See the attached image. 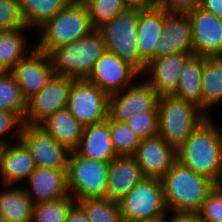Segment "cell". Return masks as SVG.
I'll list each match as a JSON object with an SVG mask.
<instances>
[{"label":"cell","instance_id":"cell-1","mask_svg":"<svg viewBox=\"0 0 222 222\" xmlns=\"http://www.w3.org/2000/svg\"><path fill=\"white\" fill-rule=\"evenodd\" d=\"M208 116L176 150L177 161L206 177L215 185H222V130Z\"/></svg>","mask_w":222,"mask_h":222},{"label":"cell","instance_id":"cell-2","mask_svg":"<svg viewBox=\"0 0 222 222\" xmlns=\"http://www.w3.org/2000/svg\"><path fill=\"white\" fill-rule=\"evenodd\" d=\"M168 213H199L215 184L175 161L161 178Z\"/></svg>","mask_w":222,"mask_h":222},{"label":"cell","instance_id":"cell-3","mask_svg":"<svg viewBox=\"0 0 222 222\" xmlns=\"http://www.w3.org/2000/svg\"><path fill=\"white\" fill-rule=\"evenodd\" d=\"M93 30L86 3L71 0L55 17L36 30L39 39L35 48L49 54L59 46L84 38Z\"/></svg>","mask_w":222,"mask_h":222},{"label":"cell","instance_id":"cell-4","mask_svg":"<svg viewBox=\"0 0 222 222\" xmlns=\"http://www.w3.org/2000/svg\"><path fill=\"white\" fill-rule=\"evenodd\" d=\"M106 51L101 33L95 29L89 35L52 50L50 57L54 75L72 80L88 79L95 62Z\"/></svg>","mask_w":222,"mask_h":222},{"label":"cell","instance_id":"cell-5","mask_svg":"<svg viewBox=\"0 0 222 222\" xmlns=\"http://www.w3.org/2000/svg\"><path fill=\"white\" fill-rule=\"evenodd\" d=\"M208 116L195 104L172 95L159 96V135L178 150Z\"/></svg>","mask_w":222,"mask_h":222},{"label":"cell","instance_id":"cell-6","mask_svg":"<svg viewBox=\"0 0 222 222\" xmlns=\"http://www.w3.org/2000/svg\"><path fill=\"white\" fill-rule=\"evenodd\" d=\"M144 7L128 6L118 17L104 23L97 30L101 33L106 50L133 66L140 74L146 63L137 48V18Z\"/></svg>","mask_w":222,"mask_h":222},{"label":"cell","instance_id":"cell-7","mask_svg":"<svg viewBox=\"0 0 222 222\" xmlns=\"http://www.w3.org/2000/svg\"><path fill=\"white\" fill-rule=\"evenodd\" d=\"M109 163L80 156L75 150L68 159V190L75 201L106 198Z\"/></svg>","mask_w":222,"mask_h":222},{"label":"cell","instance_id":"cell-8","mask_svg":"<svg viewBox=\"0 0 222 222\" xmlns=\"http://www.w3.org/2000/svg\"><path fill=\"white\" fill-rule=\"evenodd\" d=\"M118 203L124 222L169 216L159 178L143 177Z\"/></svg>","mask_w":222,"mask_h":222},{"label":"cell","instance_id":"cell-9","mask_svg":"<svg viewBox=\"0 0 222 222\" xmlns=\"http://www.w3.org/2000/svg\"><path fill=\"white\" fill-rule=\"evenodd\" d=\"M67 109L82 126L108 119L109 95L87 79L72 80Z\"/></svg>","mask_w":222,"mask_h":222},{"label":"cell","instance_id":"cell-10","mask_svg":"<svg viewBox=\"0 0 222 222\" xmlns=\"http://www.w3.org/2000/svg\"><path fill=\"white\" fill-rule=\"evenodd\" d=\"M31 154L36 167L68 169L70 150L39 125H24L19 140Z\"/></svg>","mask_w":222,"mask_h":222},{"label":"cell","instance_id":"cell-11","mask_svg":"<svg viewBox=\"0 0 222 222\" xmlns=\"http://www.w3.org/2000/svg\"><path fill=\"white\" fill-rule=\"evenodd\" d=\"M138 80L109 96L108 117L112 121L126 123L136 113L158 110L159 95L145 78Z\"/></svg>","mask_w":222,"mask_h":222},{"label":"cell","instance_id":"cell-12","mask_svg":"<svg viewBox=\"0 0 222 222\" xmlns=\"http://www.w3.org/2000/svg\"><path fill=\"white\" fill-rule=\"evenodd\" d=\"M72 79L53 75L47 84L27 101L24 122L40 125L59 110L67 108Z\"/></svg>","mask_w":222,"mask_h":222},{"label":"cell","instance_id":"cell-13","mask_svg":"<svg viewBox=\"0 0 222 222\" xmlns=\"http://www.w3.org/2000/svg\"><path fill=\"white\" fill-rule=\"evenodd\" d=\"M137 78H141V74L133 66L106 50L95 62L87 80L110 96L121 92Z\"/></svg>","mask_w":222,"mask_h":222},{"label":"cell","instance_id":"cell-14","mask_svg":"<svg viewBox=\"0 0 222 222\" xmlns=\"http://www.w3.org/2000/svg\"><path fill=\"white\" fill-rule=\"evenodd\" d=\"M187 15L192 25L193 55L222 57V19L199 6Z\"/></svg>","mask_w":222,"mask_h":222},{"label":"cell","instance_id":"cell-15","mask_svg":"<svg viewBox=\"0 0 222 222\" xmlns=\"http://www.w3.org/2000/svg\"><path fill=\"white\" fill-rule=\"evenodd\" d=\"M26 102L37 94L54 75L47 53L34 48L11 69Z\"/></svg>","mask_w":222,"mask_h":222},{"label":"cell","instance_id":"cell-16","mask_svg":"<svg viewBox=\"0 0 222 222\" xmlns=\"http://www.w3.org/2000/svg\"><path fill=\"white\" fill-rule=\"evenodd\" d=\"M192 55L176 53L154 58L146 64L141 76L146 78L159 96L172 95L177 89L184 64Z\"/></svg>","mask_w":222,"mask_h":222},{"label":"cell","instance_id":"cell-17","mask_svg":"<svg viewBox=\"0 0 222 222\" xmlns=\"http://www.w3.org/2000/svg\"><path fill=\"white\" fill-rule=\"evenodd\" d=\"M144 177L161 179L177 160L176 150L159 134L142 139L134 155Z\"/></svg>","mask_w":222,"mask_h":222},{"label":"cell","instance_id":"cell-18","mask_svg":"<svg viewBox=\"0 0 222 222\" xmlns=\"http://www.w3.org/2000/svg\"><path fill=\"white\" fill-rule=\"evenodd\" d=\"M161 38L155 47V58L176 54L193 53L192 25L187 13H169Z\"/></svg>","mask_w":222,"mask_h":222},{"label":"cell","instance_id":"cell-19","mask_svg":"<svg viewBox=\"0 0 222 222\" xmlns=\"http://www.w3.org/2000/svg\"><path fill=\"white\" fill-rule=\"evenodd\" d=\"M68 169L38 168L28 179L24 189L33 204L49 202L70 195L68 190Z\"/></svg>","mask_w":222,"mask_h":222},{"label":"cell","instance_id":"cell-20","mask_svg":"<svg viewBox=\"0 0 222 222\" xmlns=\"http://www.w3.org/2000/svg\"><path fill=\"white\" fill-rule=\"evenodd\" d=\"M35 169L31 154L20 141L0 146L1 185L20 186Z\"/></svg>","mask_w":222,"mask_h":222},{"label":"cell","instance_id":"cell-21","mask_svg":"<svg viewBox=\"0 0 222 222\" xmlns=\"http://www.w3.org/2000/svg\"><path fill=\"white\" fill-rule=\"evenodd\" d=\"M168 11L157 4L143 8L137 18V48L147 64L155 58V47L161 38Z\"/></svg>","mask_w":222,"mask_h":222},{"label":"cell","instance_id":"cell-22","mask_svg":"<svg viewBox=\"0 0 222 222\" xmlns=\"http://www.w3.org/2000/svg\"><path fill=\"white\" fill-rule=\"evenodd\" d=\"M143 177L134 156H116L109 163L106 198L119 202Z\"/></svg>","mask_w":222,"mask_h":222},{"label":"cell","instance_id":"cell-23","mask_svg":"<svg viewBox=\"0 0 222 222\" xmlns=\"http://www.w3.org/2000/svg\"><path fill=\"white\" fill-rule=\"evenodd\" d=\"M75 151L88 159L110 163L116 157L109 130V117L107 120L85 126Z\"/></svg>","mask_w":222,"mask_h":222},{"label":"cell","instance_id":"cell-24","mask_svg":"<svg viewBox=\"0 0 222 222\" xmlns=\"http://www.w3.org/2000/svg\"><path fill=\"white\" fill-rule=\"evenodd\" d=\"M39 126L70 151L78 147L84 129L67 108L49 116Z\"/></svg>","mask_w":222,"mask_h":222},{"label":"cell","instance_id":"cell-25","mask_svg":"<svg viewBox=\"0 0 222 222\" xmlns=\"http://www.w3.org/2000/svg\"><path fill=\"white\" fill-rule=\"evenodd\" d=\"M0 186V215L9 222H31L34 204L24 185Z\"/></svg>","mask_w":222,"mask_h":222},{"label":"cell","instance_id":"cell-26","mask_svg":"<svg viewBox=\"0 0 222 222\" xmlns=\"http://www.w3.org/2000/svg\"><path fill=\"white\" fill-rule=\"evenodd\" d=\"M204 57L192 55L184 64L172 96L195 104L202 110L201 78Z\"/></svg>","mask_w":222,"mask_h":222},{"label":"cell","instance_id":"cell-27","mask_svg":"<svg viewBox=\"0 0 222 222\" xmlns=\"http://www.w3.org/2000/svg\"><path fill=\"white\" fill-rule=\"evenodd\" d=\"M201 97L202 111L211 116L210 110L222 102V57H204Z\"/></svg>","mask_w":222,"mask_h":222},{"label":"cell","instance_id":"cell-28","mask_svg":"<svg viewBox=\"0 0 222 222\" xmlns=\"http://www.w3.org/2000/svg\"><path fill=\"white\" fill-rule=\"evenodd\" d=\"M28 30L30 31V28L21 27L0 31V61L8 70H11L19 60L25 58L30 53V48H35V44L29 45V38H26L25 33Z\"/></svg>","mask_w":222,"mask_h":222},{"label":"cell","instance_id":"cell-29","mask_svg":"<svg viewBox=\"0 0 222 222\" xmlns=\"http://www.w3.org/2000/svg\"><path fill=\"white\" fill-rule=\"evenodd\" d=\"M71 0H18L27 28L37 30L55 17Z\"/></svg>","mask_w":222,"mask_h":222},{"label":"cell","instance_id":"cell-30","mask_svg":"<svg viewBox=\"0 0 222 222\" xmlns=\"http://www.w3.org/2000/svg\"><path fill=\"white\" fill-rule=\"evenodd\" d=\"M89 222H124L118 202L108 198L84 199L76 202Z\"/></svg>","mask_w":222,"mask_h":222},{"label":"cell","instance_id":"cell-31","mask_svg":"<svg viewBox=\"0 0 222 222\" xmlns=\"http://www.w3.org/2000/svg\"><path fill=\"white\" fill-rule=\"evenodd\" d=\"M26 109L27 102L11 70L0 75V110L17 113L24 119Z\"/></svg>","mask_w":222,"mask_h":222},{"label":"cell","instance_id":"cell-32","mask_svg":"<svg viewBox=\"0 0 222 222\" xmlns=\"http://www.w3.org/2000/svg\"><path fill=\"white\" fill-rule=\"evenodd\" d=\"M75 204L71 195L34 204L31 222H66L69 211Z\"/></svg>","mask_w":222,"mask_h":222},{"label":"cell","instance_id":"cell-33","mask_svg":"<svg viewBox=\"0 0 222 222\" xmlns=\"http://www.w3.org/2000/svg\"><path fill=\"white\" fill-rule=\"evenodd\" d=\"M109 130L116 156H134L141 139L127 123L112 121L109 118Z\"/></svg>","mask_w":222,"mask_h":222},{"label":"cell","instance_id":"cell-34","mask_svg":"<svg viewBox=\"0 0 222 222\" xmlns=\"http://www.w3.org/2000/svg\"><path fill=\"white\" fill-rule=\"evenodd\" d=\"M86 3L91 24L98 29L104 23L118 17L128 6L123 0H83Z\"/></svg>","mask_w":222,"mask_h":222},{"label":"cell","instance_id":"cell-35","mask_svg":"<svg viewBox=\"0 0 222 222\" xmlns=\"http://www.w3.org/2000/svg\"><path fill=\"white\" fill-rule=\"evenodd\" d=\"M126 123L141 140L159 134L158 110L136 113Z\"/></svg>","mask_w":222,"mask_h":222},{"label":"cell","instance_id":"cell-36","mask_svg":"<svg viewBox=\"0 0 222 222\" xmlns=\"http://www.w3.org/2000/svg\"><path fill=\"white\" fill-rule=\"evenodd\" d=\"M24 125L19 114L0 110V146L18 142Z\"/></svg>","mask_w":222,"mask_h":222},{"label":"cell","instance_id":"cell-37","mask_svg":"<svg viewBox=\"0 0 222 222\" xmlns=\"http://www.w3.org/2000/svg\"><path fill=\"white\" fill-rule=\"evenodd\" d=\"M26 27L18 0H0V31Z\"/></svg>","mask_w":222,"mask_h":222},{"label":"cell","instance_id":"cell-38","mask_svg":"<svg viewBox=\"0 0 222 222\" xmlns=\"http://www.w3.org/2000/svg\"><path fill=\"white\" fill-rule=\"evenodd\" d=\"M199 215L204 222H222V185L207 194Z\"/></svg>","mask_w":222,"mask_h":222},{"label":"cell","instance_id":"cell-39","mask_svg":"<svg viewBox=\"0 0 222 222\" xmlns=\"http://www.w3.org/2000/svg\"><path fill=\"white\" fill-rule=\"evenodd\" d=\"M201 0H157L156 4L169 13H187L199 6Z\"/></svg>","mask_w":222,"mask_h":222},{"label":"cell","instance_id":"cell-40","mask_svg":"<svg viewBox=\"0 0 222 222\" xmlns=\"http://www.w3.org/2000/svg\"><path fill=\"white\" fill-rule=\"evenodd\" d=\"M199 7L222 19V0H201Z\"/></svg>","mask_w":222,"mask_h":222},{"label":"cell","instance_id":"cell-41","mask_svg":"<svg viewBox=\"0 0 222 222\" xmlns=\"http://www.w3.org/2000/svg\"><path fill=\"white\" fill-rule=\"evenodd\" d=\"M167 222H204L199 213H168Z\"/></svg>","mask_w":222,"mask_h":222},{"label":"cell","instance_id":"cell-42","mask_svg":"<svg viewBox=\"0 0 222 222\" xmlns=\"http://www.w3.org/2000/svg\"><path fill=\"white\" fill-rule=\"evenodd\" d=\"M66 222H89L83 209L76 203L67 216Z\"/></svg>","mask_w":222,"mask_h":222},{"label":"cell","instance_id":"cell-43","mask_svg":"<svg viewBox=\"0 0 222 222\" xmlns=\"http://www.w3.org/2000/svg\"><path fill=\"white\" fill-rule=\"evenodd\" d=\"M127 6H142L144 8L156 4L157 0H123Z\"/></svg>","mask_w":222,"mask_h":222},{"label":"cell","instance_id":"cell-44","mask_svg":"<svg viewBox=\"0 0 222 222\" xmlns=\"http://www.w3.org/2000/svg\"><path fill=\"white\" fill-rule=\"evenodd\" d=\"M168 216H157L152 218L139 219L132 222H167Z\"/></svg>","mask_w":222,"mask_h":222},{"label":"cell","instance_id":"cell-45","mask_svg":"<svg viewBox=\"0 0 222 222\" xmlns=\"http://www.w3.org/2000/svg\"><path fill=\"white\" fill-rule=\"evenodd\" d=\"M9 70L6 68V66L0 61V75H3L7 73Z\"/></svg>","mask_w":222,"mask_h":222},{"label":"cell","instance_id":"cell-46","mask_svg":"<svg viewBox=\"0 0 222 222\" xmlns=\"http://www.w3.org/2000/svg\"><path fill=\"white\" fill-rule=\"evenodd\" d=\"M0 222H9L6 218L0 215Z\"/></svg>","mask_w":222,"mask_h":222}]
</instances>
